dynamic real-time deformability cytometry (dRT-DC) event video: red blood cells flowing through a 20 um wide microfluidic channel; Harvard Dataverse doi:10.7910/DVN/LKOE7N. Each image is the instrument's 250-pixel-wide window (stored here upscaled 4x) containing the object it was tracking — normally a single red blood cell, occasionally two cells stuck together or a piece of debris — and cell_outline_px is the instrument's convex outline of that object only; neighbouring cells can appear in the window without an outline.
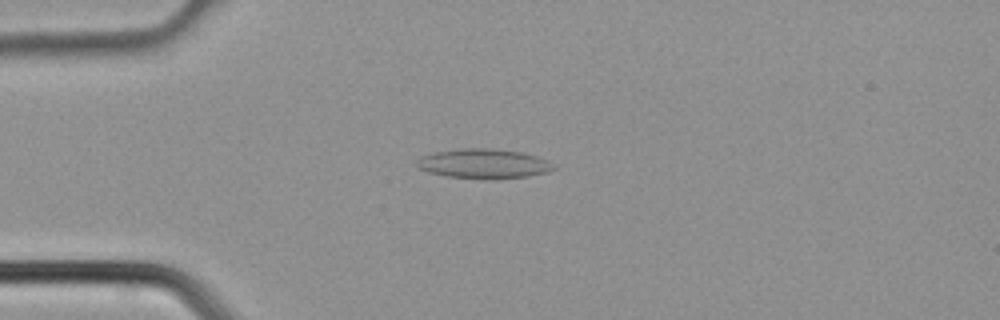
{"species": "common noctule bat (a hibernating species)", "species_latin": "Nyctalus noctula", "temperature_condition": "cold", "stored_images_in_passage": 2, "camera_frame_rate_fps": 3000, "um_per_image_px": 0.085, "animal": {"sex": "male", "body_mass_g": 21.5, "forearm_length_mm": 52.0}, "frame": {"image": 1, "passage_image": 1, "time_ms": 0.0, "image_size_px": [1000, 320], "cell_outline_px": [[556, 168], [548, 172], [528, 176], [448, 176], [428, 172], [420, 168], [416, 164], [416, 160], [420, 156], [436, 152], [460, 148], [488, 148], [520, 152], [536, 156], [548, 160]], "centroid_in_image_um": [41.09, 13.86], "position_along_channel_um": 43.9, "area_um2": 22.48}}
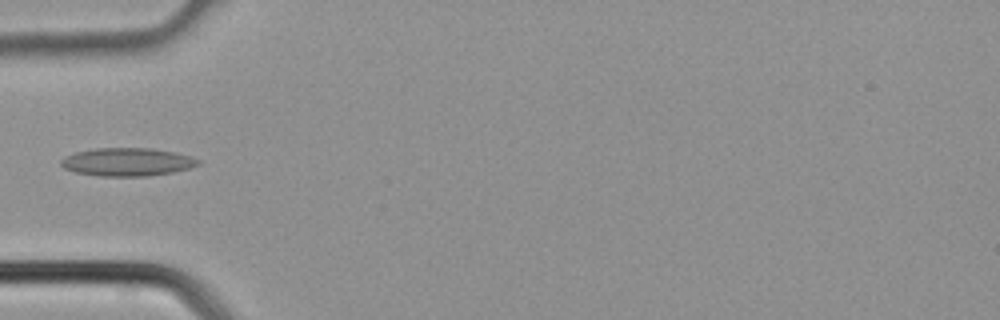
{"frame": {"image": 2, "passage_image": 2, "time_ms": 0.333, "image_size_px": [1000, 320], "cell_outline_px": [[200, 164], [188, 168], [172, 172], [148, 176], [100, 176], [76, 172], [64, 168], [60, 164], [60, 160], [64, 156], [76, 152], [96, 148], [152, 148], [176, 152], [200, 160]], "centroid_in_image_um": [10.8, 13.76], "position_along_channel_um": 74.2, "area_um2": 22.43}}